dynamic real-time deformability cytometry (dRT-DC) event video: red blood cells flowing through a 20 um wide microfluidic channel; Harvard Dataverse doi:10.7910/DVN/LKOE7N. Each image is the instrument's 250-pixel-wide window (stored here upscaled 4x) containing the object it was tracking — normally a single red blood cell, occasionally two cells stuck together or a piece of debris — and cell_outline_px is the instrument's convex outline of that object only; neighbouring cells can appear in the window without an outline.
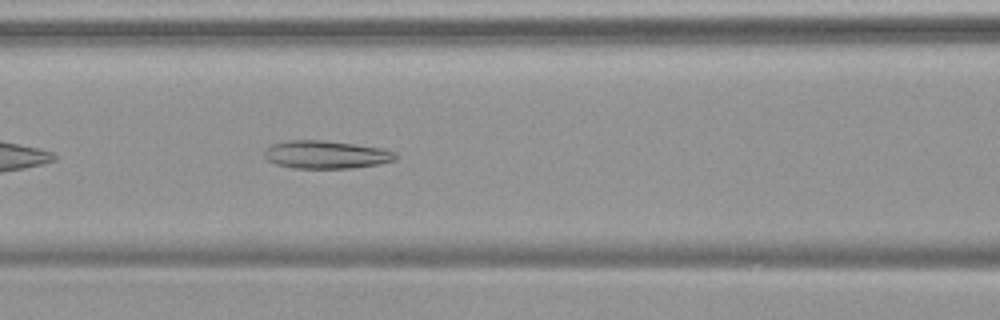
{"species": "common noctule bat (a hibernating species)", "species_latin": "Nyctalus noctula", "temperature_condition": "warm", "stored_images_in_passage": 38, "camera_frame_rate_fps": 3000, "um_per_image_px": 0.085, "animal": {"sex": "female", "body_mass_g": 19.9}, "frame": {"image": 1, "passage_image": 8, "time_ms": 2.333, "image_size_px": [1000, 320], "cell_outline_px": [[396, 160], [376, 164], [352, 168], [296, 168], [276, 164], [268, 160], [264, 156], [264, 148], [272, 144], [288, 140], [320, 140], [352, 144], [380, 148], [396, 152]], "centroid_in_image_um": [27.67, 13.14], "position_along_channel_um": 138.9, "area_um2": 21.15}}
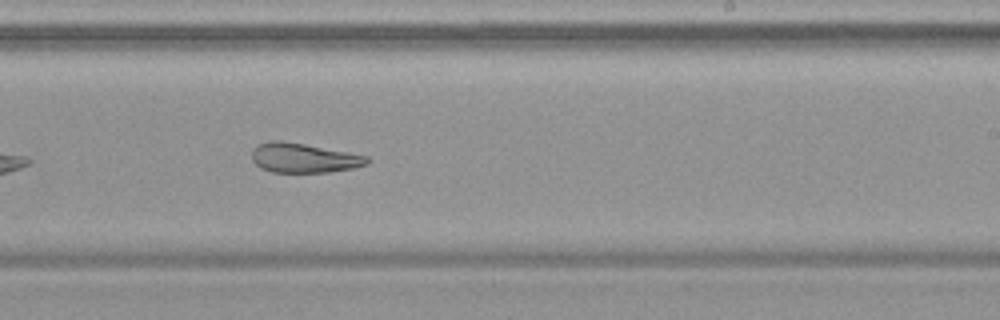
{"frame": {"image": 2, "passage_image": 18, "time_ms": 5.667, "image_size_px": [1000, 320], "cell_outline_px": [[368, 164], [352, 168], [328, 172], [272, 172], [260, 168], [252, 160], [252, 148], [256, 144], [268, 140], [280, 140], [304, 144], [348, 152], [368, 156]], "centroid_in_image_um": [25.76, 13.41], "position_along_channel_um": 263.2, "area_um2": 19.88}}
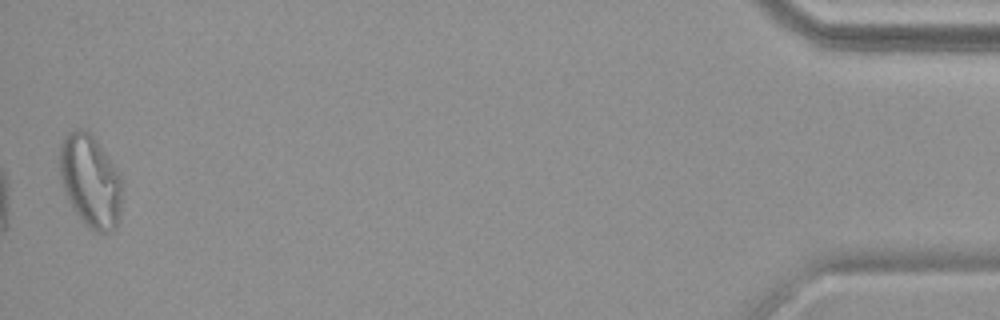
{"frame": {"image": 3, "passage_image": 38, "time_ms": 12.333, "image_size_px": [1000, 320], "cell_outline_px": [[120, 212], [116, 228], [112, 232], [104, 236], [92, 232], [72, 208], [64, 192], [60, 176], [60, 144], [64, 136], [68, 132], [76, 128], [84, 128], [96, 140], [108, 156], [120, 176]], "centroid_in_image_um": [7.66, 15.43], "position_along_channel_um": 427.5, "area_um2": 33.81}, "authors_computed_cell_mechanics": {"area_um2": 22.3686, "velocity_mm_per_s": 3.749, "shape_relaxation_time_tau1_ms": null, "shape_relaxation_time_tau2_ms": 2.4993, "deformation_change_tau1": null, "deformation_change_tau2": 0.1082}}